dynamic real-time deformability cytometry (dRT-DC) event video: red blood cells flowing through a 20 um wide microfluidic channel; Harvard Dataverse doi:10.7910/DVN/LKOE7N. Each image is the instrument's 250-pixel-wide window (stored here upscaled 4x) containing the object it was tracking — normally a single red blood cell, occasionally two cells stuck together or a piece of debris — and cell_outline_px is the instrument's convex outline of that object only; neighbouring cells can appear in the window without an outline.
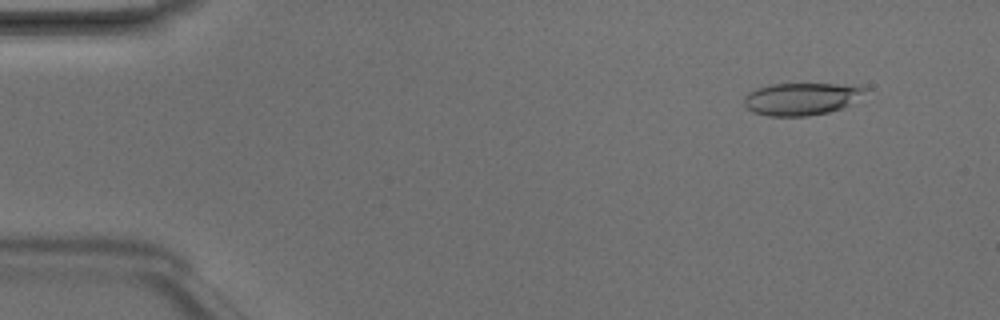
{"species": "Egyptian fruit bat (a non-hibernating species)", "species_latin": "Rousettus aegyptiacus", "temperature_condition": "room temperature", "stored_images_in_passage": 6, "camera_frame_rate_fps": 3000, "um_per_image_px": 0.085, "animal": {"sex": "male"}, "frame": {"image": 1, "passage_image": 2, "time_ms": 0.333, "image_size_px": [1000, 320], "cell_outline_px": [[872, 88], [852, 104], [844, 108], [828, 112], [808, 116], [768, 116], [752, 112], [744, 104], [744, 96], [748, 92], [756, 88], [772, 84], [852, 84]], "centroid_in_image_um": [68.19, 8.39], "position_along_channel_um": 16.8, "area_um2": 23.29}}
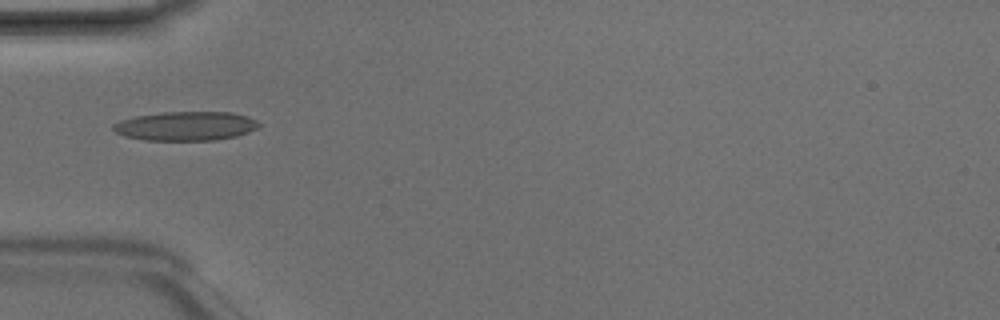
{"frame": {"image": 2, "passage_image": 5, "time_ms": 1.333, "image_size_px": [1000, 320], "cell_outline_px": [[260, 124], [256, 128], [248, 132], [236, 136], [216, 140], [144, 140], [124, 136], [116, 132], [112, 128], [112, 124], [120, 120], [136, 116], [160, 112], [232, 112], [248, 116], [256, 120]], "centroid_in_image_um": [15.77, 10.71], "position_along_channel_um": 69.2, "area_um2": 24.74}}